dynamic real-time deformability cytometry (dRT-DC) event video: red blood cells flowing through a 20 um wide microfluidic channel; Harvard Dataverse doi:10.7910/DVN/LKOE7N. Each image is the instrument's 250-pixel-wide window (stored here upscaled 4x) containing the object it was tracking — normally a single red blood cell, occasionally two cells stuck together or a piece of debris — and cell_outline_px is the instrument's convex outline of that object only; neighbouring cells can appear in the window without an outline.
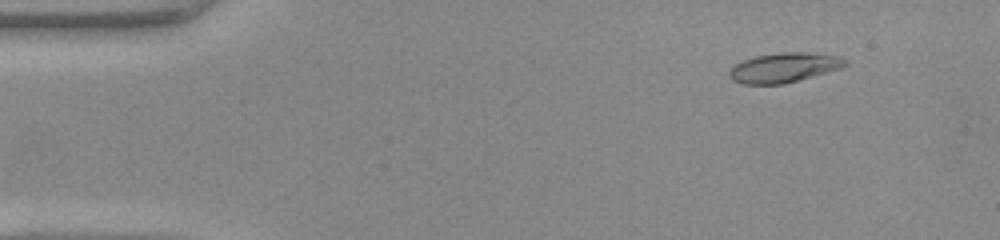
{"species": "common noctule bat (a hibernating species)", "species_latin": "Nyctalus noctula", "temperature_condition": "warm", "stored_images_in_passage": 48, "camera_frame_rate_fps": 3000, "um_per_image_px": 0.085, "animal": {"sex": "female", "body_mass_g": 22.0, "forearm_length_mm": 56.7}, "frame": {"image": 1, "passage_image": 5, "time_ms": 1.333, "image_size_px": [1000, 240], "cell_outline_px": [[848, 64], [840, 68], [784, 84], [744, 84], [732, 80], [728, 76], [728, 72], [736, 64], [744, 60], [756, 56], [784, 52], [808, 52], [840, 56], [848, 60]], "centroid_in_image_um": [66.65, 5.74], "position_along_channel_um": 18.3, "area_um2": 19.88}}
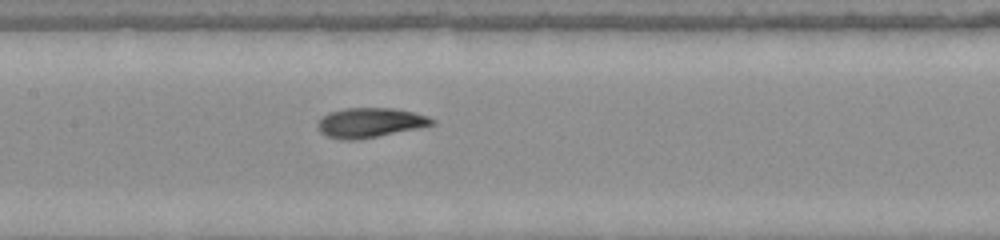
{"frame": {"image": 2, "passage_image": 23, "time_ms": 7.333, "image_size_px": [1000, 240], "cell_outline_px": [[436, 124], [376, 136], [352, 140], [344, 140], [328, 136], [320, 132], [316, 124], [328, 112], [344, 108], [392, 108], [412, 112], [428, 116], [436, 120]], "centroid_in_image_um": [31.44, 10.41], "position_along_channel_um": 176.0, "area_um2": 19.48}}
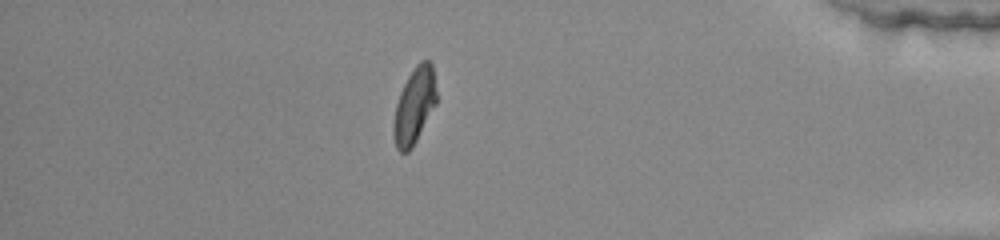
{"frame": {"image": 3, "passage_image": 42, "time_ms": 13.667, "image_size_px": [1000, 240], "cell_outline_px": [[436, 104], [412, 148], [408, 152], [400, 152], [396, 148], [392, 132], [392, 124], [396, 104], [400, 92], [408, 76], [416, 64], [420, 60], [428, 60], [432, 64], [436, 92]], "centroid_in_image_um": [35.2, 9.0], "position_along_channel_um": 400.0, "area_um2": 19.02}, "authors_computed_cell_mechanics": {"area_um2": 19.5075, "velocity_mm_per_s": 4.18, "shape_relaxation_time_tau1_ms": 5.214, "shape_relaxation_time_tau2_ms": 1.1066, "deformation_change_tau1": 0.1982, "deformation_change_tau2": 0.0677}}